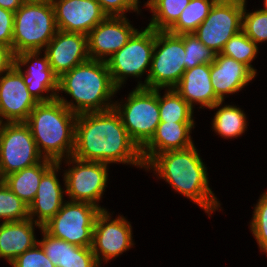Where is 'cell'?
<instances>
[{
  "label": "cell",
  "instance_id": "1",
  "mask_svg": "<svg viewBox=\"0 0 267 267\" xmlns=\"http://www.w3.org/2000/svg\"><path fill=\"white\" fill-rule=\"evenodd\" d=\"M73 157L145 169L141 149L130 138L115 109L78 114Z\"/></svg>",
  "mask_w": 267,
  "mask_h": 267
},
{
  "label": "cell",
  "instance_id": "2",
  "mask_svg": "<svg viewBox=\"0 0 267 267\" xmlns=\"http://www.w3.org/2000/svg\"><path fill=\"white\" fill-rule=\"evenodd\" d=\"M204 163L194 144L187 149L157 154L145 166V171H153L156 178L163 179L174 192L190 199L210 218L212 213L222 210V207L209 185L208 167Z\"/></svg>",
  "mask_w": 267,
  "mask_h": 267
},
{
  "label": "cell",
  "instance_id": "3",
  "mask_svg": "<svg viewBox=\"0 0 267 267\" xmlns=\"http://www.w3.org/2000/svg\"><path fill=\"white\" fill-rule=\"evenodd\" d=\"M59 92L72 98L68 101ZM118 92L106 62L89 59L59 77L56 99L78 115L113 109Z\"/></svg>",
  "mask_w": 267,
  "mask_h": 267
},
{
  "label": "cell",
  "instance_id": "4",
  "mask_svg": "<svg viewBox=\"0 0 267 267\" xmlns=\"http://www.w3.org/2000/svg\"><path fill=\"white\" fill-rule=\"evenodd\" d=\"M76 117L57 99L34 107L25 123L44 159L58 163L73 155Z\"/></svg>",
  "mask_w": 267,
  "mask_h": 267
},
{
  "label": "cell",
  "instance_id": "5",
  "mask_svg": "<svg viewBox=\"0 0 267 267\" xmlns=\"http://www.w3.org/2000/svg\"><path fill=\"white\" fill-rule=\"evenodd\" d=\"M54 9L50 0L24 2L14 13V54L43 51L57 33Z\"/></svg>",
  "mask_w": 267,
  "mask_h": 267
},
{
  "label": "cell",
  "instance_id": "6",
  "mask_svg": "<svg viewBox=\"0 0 267 267\" xmlns=\"http://www.w3.org/2000/svg\"><path fill=\"white\" fill-rule=\"evenodd\" d=\"M155 40V29L149 26L138 29L126 45L106 61L113 83L118 90L123 88L128 77L139 80L136 87L147 88ZM144 74H146L145 80L141 81Z\"/></svg>",
  "mask_w": 267,
  "mask_h": 267
},
{
  "label": "cell",
  "instance_id": "7",
  "mask_svg": "<svg viewBox=\"0 0 267 267\" xmlns=\"http://www.w3.org/2000/svg\"><path fill=\"white\" fill-rule=\"evenodd\" d=\"M124 99L115 101L113 108L130 138L141 149L160 123L158 89L135 87Z\"/></svg>",
  "mask_w": 267,
  "mask_h": 267
},
{
  "label": "cell",
  "instance_id": "8",
  "mask_svg": "<svg viewBox=\"0 0 267 267\" xmlns=\"http://www.w3.org/2000/svg\"><path fill=\"white\" fill-rule=\"evenodd\" d=\"M185 71L186 53L183 34L175 35L168 31H156L147 88H174Z\"/></svg>",
  "mask_w": 267,
  "mask_h": 267
},
{
  "label": "cell",
  "instance_id": "9",
  "mask_svg": "<svg viewBox=\"0 0 267 267\" xmlns=\"http://www.w3.org/2000/svg\"><path fill=\"white\" fill-rule=\"evenodd\" d=\"M99 207L88 202L66 200L42 228L51 236L80 247H92L93 228Z\"/></svg>",
  "mask_w": 267,
  "mask_h": 267
},
{
  "label": "cell",
  "instance_id": "10",
  "mask_svg": "<svg viewBox=\"0 0 267 267\" xmlns=\"http://www.w3.org/2000/svg\"><path fill=\"white\" fill-rule=\"evenodd\" d=\"M58 163L68 166L64 172L66 196L70 201L88 202L101 210L99 204L108 184L109 164L98 161H85L73 156ZM71 166V167H70Z\"/></svg>",
  "mask_w": 267,
  "mask_h": 267
},
{
  "label": "cell",
  "instance_id": "11",
  "mask_svg": "<svg viewBox=\"0 0 267 267\" xmlns=\"http://www.w3.org/2000/svg\"><path fill=\"white\" fill-rule=\"evenodd\" d=\"M44 158L25 122L0 123V175L2 179L40 163Z\"/></svg>",
  "mask_w": 267,
  "mask_h": 267
},
{
  "label": "cell",
  "instance_id": "12",
  "mask_svg": "<svg viewBox=\"0 0 267 267\" xmlns=\"http://www.w3.org/2000/svg\"><path fill=\"white\" fill-rule=\"evenodd\" d=\"M243 11L244 0H217L193 33L206 47L219 54L227 41L242 30Z\"/></svg>",
  "mask_w": 267,
  "mask_h": 267
},
{
  "label": "cell",
  "instance_id": "13",
  "mask_svg": "<svg viewBox=\"0 0 267 267\" xmlns=\"http://www.w3.org/2000/svg\"><path fill=\"white\" fill-rule=\"evenodd\" d=\"M132 229L131 222L121 214L115 219L107 209L97 214L91 248L100 266L103 262L106 264L114 260L134 246Z\"/></svg>",
  "mask_w": 267,
  "mask_h": 267
},
{
  "label": "cell",
  "instance_id": "14",
  "mask_svg": "<svg viewBox=\"0 0 267 267\" xmlns=\"http://www.w3.org/2000/svg\"><path fill=\"white\" fill-rule=\"evenodd\" d=\"M42 53L33 51L16 54L14 64L22 74L29 93L38 103L53 101L58 94L59 77L50 67L47 55Z\"/></svg>",
  "mask_w": 267,
  "mask_h": 267
},
{
  "label": "cell",
  "instance_id": "15",
  "mask_svg": "<svg viewBox=\"0 0 267 267\" xmlns=\"http://www.w3.org/2000/svg\"><path fill=\"white\" fill-rule=\"evenodd\" d=\"M137 30L126 16H107L87 34L89 58L106 62Z\"/></svg>",
  "mask_w": 267,
  "mask_h": 267
},
{
  "label": "cell",
  "instance_id": "16",
  "mask_svg": "<svg viewBox=\"0 0 267 267\" xmlns=\"http://www.w3.org/2000/svg\"><path fill=\"white\" fill-rule=\"evenodd\" d=\"M37 104L14 66L0 76V123L25 122Z\"/></svg>",
  "mask_w": 267,
  "mask_h": 267
},
{
  "label": "cell",
  "instance_id": "17",
  "mask_svg": "<svg viewBox=\"0 0 267 267\" xmlns=\"http://www.w3.org/2000/svg\"><path fill=\"white\" fill-rule=\"evenodd\" d=\"M58 30L87 35L107 14L97 0H50Z\"/></svg>",
  "mask_w": 267,
  "mask_h": 267
},
{
  "label": "cell",
  "instance_id": "18",
  "mask_svg": "<svg viewBox=\"0 0 267 267\" xmlns=\"http://www.w3.org/2000/svg\"><path fill=\"white\" fill-rule=\"evenodd\" d=\"M43 52L58 77L90 59L87 35L62 30L57 31Z\"/></svg>",
  "mask_w": 267,
  "mask_h": 267
},
{
  "label": "cell",
  "instance_id": "19",
  "mask_svg": "<svg viewBox=\"0 0 267 267\" xmlns=\"http://www.w3.org/2000/svg\"><path fill=\"white\" fill-rule=\"evenodd\" d=\"M62 163H54L42 176L33 202L29 205V218L43 226L61 209L66 201L65 178L62 187L58 172Z\"/></svg>",
  "mask_w": 267,
  "mask_h": 267
},
{
  "label": "cell",
  "instance_id": "20",
  "mask_svg": "<svg viewBox=\"0 0 267 267\" xmlns=\"http://www.w3.org/2000/svg\"><path fill=\"white\" fill-rule=\"evenodd\" d=\"M210 78L215 95L225 101V95L238 94L256 75L243 63L219 53L211 63Z\"/></svg>",
  "mask_w": 267,
  "mask_h": 267
},
{
  "label": "cell",
  "instance_id": "21",
  "mask_svg": "<svg viewBox=\"0 0 267 267\" xmlns=\"http://www.w3.org/2000/svg\"><path fill=\"white\" fill-rule=\"evenodd\" d=\"M195 122H160L152 138L141 148L145 166L157 155L169 150H183L194 145L191 133Z\"/></svg>",
  "mask_w": 267,
  "mask_h": 267
},
{
  "label": "cell",
  "instance_id": "22",
  "mask_svg": "<svg viewBox=\"0 0 267 267\" xmlns=\"http://www.w3.org/2000/svg\"><path fill=\"white\" fill-rule=\"evenodd\" d=\"M211 64H200L187 69L175 91L194 109L199 104V109H210L221 101L212 87L210 78ZM203 107V108H202Z\"/></svg>",
  "mask_w": 267,
  "mask_h": 267
},
{
  "label": "cell",
  "instance_id": "23",
  "mask_svg": "<svg viewBox=\"0 0 267 267\" xmlns=\"http://www.w3.org/2000/svg\"><path fill=\"white\" fill-rule=\"evenodd\" d=\"M42 238L38 240L46 256L55 267H102L91 247H80L48 234L40 229Z\"/></svg>",
  "mask_w": 267,
  "mask_h": 267
},
{
  "label": "cell",
  "instance_id": "24",
  "mask_svg": "<svg viewBox=\"0 0 267 267\" xmlns=\"http://www.w3.org/2000/svg\"><path fill=\"white\" fill-rule=\"evenodd\" d=\"M35 227L40 230L42 226L28 218L23 221L0 223V259L10 264L16 257L32 248L38 239Z\"/></svg>",
  "mask_w": 267,
  "mask_h": 267
},
{
  "label": "cell",
  "instance_id": "25",
  "mask_svg": "<svg viewBox=\"0 0 267 267\" xmlns=\"http://www.w3.org/2000/svg\"><path fill=\"white\" fill-rule=\"evenodd\" d=\"M55 162L43 159L40 163L6 176L3 181L28 206L35 199L43 174Z\"/></svg>",
  "mask_w": 267,
  "mask_h": 267
},
{
  "label": "cell",
  "instance_id": "26",
  "mask_svg": "<svg viewBox=\"0 0 267 267\" xmlns=\"http://www.w3.org/2000/svg\"><path fill=\"white\" fill-rule=\"evenodd\" d=\"M210 109L217 110L211 121V129H213L217 135L221 136V138L227 140L233 138L237 139V137L243 135L247 130L249 123L247 121V115L242 108L234 104L225 105L224 101H219Z\"/></svg>",
  "mask_w": 267,
  "mask_h": 267
},
{
  "label": "cell",
  "instance_id": "27",
  "mask_svg": "<svg viewBox=\"0 0 267 267\" xmlns=\"http://www.w3.org/2000/svg\"><path fill=\"white\" fill-rule=\"evenodd\" d=\"M190 0H147L144 6L152 13L147 26L168 31L179 19Z\"/></svg>",
  "mask_w": 267,
  "mask_h": 267
},
{
  "label": "cell",
  "instance_id": "28",
  "mask_svg": "<svg viewBox=\"0 0 267 267\" xmlns=\"http://www.w3.org/2000/svg\"><path fill=\"white\" fill-rule=\"evenodd\" d=\"M158 89L160 122H195L194 109L175 91L174 88Z\"/></svg>",
  "mask_w": 267,
  "mask_h": 267
},
{
  "label": "cell",
  "instance_id": "29",
  "mask_svg": "<svg viewBox=\"0 0 267 267\" xmlns=\"http://www.w3.org/2000/svg\"><path fill=\"white\" fill-rule=\"evenodd\" d=\"M216 1L217 0H190L177 22L168 32L175 35L193 33L209 15Z\"/></svg>",
  "mask_w": 267,
  "mask_h": 267
},
{
  "label": "cell",
  "instance_id": "30",
  "mask_svg": "<svg viewBox=\"0 0 267 267\" xmlns=\"http://www.w3.org/2000/svg\"><path fill=\"white\" fill-rule=\"evenodd\" d=\"M258 50V45L241 30L227 41L220 54L243 63L257 76V69L252 63L258 56Z\"/></svg>",
  "mask_w": 267,
  "mask_h": 267
},
{
  "label": "cell",
  "instance_id": "31",
  "mask_svg": "<svg viewBox=\"0 0 267 267\" xmlns=\"http://www.w3.org/2000/svg\"><path fill=\"white\" fill-rule=\"evenodd\" d=\"M28 218L29 206L2 181L0 183V222L23 221Z\"/></svg>",
  "mask_w": 267,
  "mask_h": 267
},
{
  "label": "cell",
  "instance_id": "32",
  "mask_svg": "<svg viewBox=\"0 0 267 267\" xmlns=\"http://www.w3.org/2000/svg\"><path fill=\"white\" fill-rule=\"evenodd\" d=\"M253 209L249 229L258 244L259 251L267 256V190L260 195Z\"/></svg>",
  "mask_w": 267,
  "mask_h": 267
},
{
  "label": "cell",
  "instance_id": "33",
  "mask_svg": "<svg viewBox=\"0 0 267 267\" xmlns=\"http://www.w3.org/2000/svg\"><path fill=\"white\" fill-rule=\"evenodd\" d=\"M247 1L244 0V11L242 16V31L258 46L267 42V12L260 9L248 12Z\"/></svg>",
  "mask_w": 267,
  "mask_h": 267
},
{
  "label": "cell",
  "instance_id": "34",
  "mask_svg": "<svg viewBox=\"0 0 267 267\" xmlns=\"http://www.w3.org/2000/svg\"><path fill=\"white\" fill-rule=\"evenodd\" d=\"M183 43L186 53V70L200 64H211L216 53L206 47L194 33H184Z\"/></svg>",
  "mask_w": 267,
  "mask_h": 267
},
{
  "label": "cell",
  "instance_id": "35",
  "mask_svg": "<svg viewBox=\"0 0 267 267\" xmlns=\"http://www.w3.org/2000/svg\"><path fill=\"white\" fill-rule=\"evenodd\" d=\"M12 267H55L46 256L39 243L16 257L11 263Z\"/></svg>",
  "mask_w": 267,
  "mask_h": 267
},
{
  "label": "cell",
  "instance_id": "36",
  "mask_svg": "<svg viewBox=\"0 0 267 267\" xmlns=\"http://www.w3.org/2000/svg\"><path fill=\"white\" fill-rule=\"evenodd\" d=\"M107 16H127L128 12L141 13L140 0H97ZM140 12V13H139Z\"/></svg>",
  "mask_w": 267,
  "mask_h": 267
},
{
  "label": "cell",
  "instance_id": "37",
  "mask_svg": "<svg viewBox=\"0 0 267 267\" xmlns=\"http://www.w3.org/2000/svg\"><path fill=\"white\" fill-rule=\"evenodd\" d=\"M14 12L0 7V44L12 48Z\"/></svg>",
  "mask_w": 267,
  "mask_h": 267
},
{
  "label": "cell",
  "instance_id": "38",
  "mask_svg": "<svg viewBox=\"0 0 267 267\" xmlns=\"http://www.w3.org/2000/svg\"><path fill=\"white\" fill-rule=\"evenodd\" d=\"M15 64V54L11 47L0 44V76Z\"/></svg>",
  "mask_w": 267,
  "mask_h": 267
},
{
  "label": "cell",
  "instance_id": "39",
  "mask_svg": "<svg viewBox=\"0 0 267 267\" xmlns=\"http://www.w3.org/2000/svg\"><path fill=\"white\" fill-rule=\"evenodd\" d=\"M23 3V0H0V7L15 13Z\"/></svg>",
  "mask_w": 267,
  "mask_h": 267
},
{
  "label": "cell",
  "instance_id": "40",
  "mask_svg": "<svg viewBox=\"0 0 267 267\" xmlns=\"http://www.w3.org/2000/svg\"><path fill=\"white\" fill-rule=\"evenodd\" d=\"M264 3H263V9H260L261 11H264V12H267V0H264L263 1Z\"/></svg>",
  "mask_w": 267,
  "mask_h": 267
},
{
  "label": "cell",
  "instance_id": "41",
  "mask_svg": "<svg viewBox=\"0 0 267 267\" xmlns=\"http://www.w3.org/2000/svg\"><path fill=\"white\" fill-rule=\"evenodd\" d=\"M24 2H44V1H47V0H23Z\"/></svg>",
  "mask_w": 267,
  "mask_h": 267
}]
</instances>
